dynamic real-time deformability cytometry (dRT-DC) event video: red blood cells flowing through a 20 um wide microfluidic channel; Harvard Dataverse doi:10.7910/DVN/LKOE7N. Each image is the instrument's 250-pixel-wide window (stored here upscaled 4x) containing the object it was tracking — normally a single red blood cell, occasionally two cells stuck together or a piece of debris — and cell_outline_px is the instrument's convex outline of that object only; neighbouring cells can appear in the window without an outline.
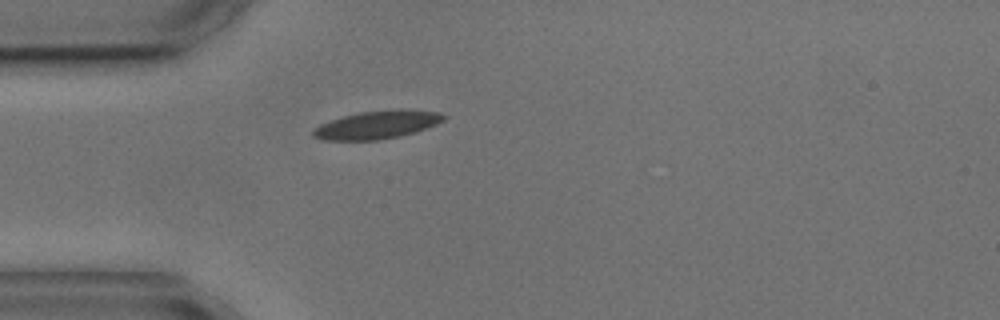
{"species": "common noctule bat (a hibernating species)", "species_latin": "Nyctalus noctula", "temperature_condition": "cold", "stored_images_in_passage": 1, "camera_frame_rate_fps": 3000, "um_per_image_px": 0.085, "animal": {"sex": "male", "body_mass_g": 17.9, "forearm_length_mm": 54.2}, "frame": {"image": 1, "passage_image": 1, "time_ms": 0.0, "image_size_px": [1000, 320], "cell_outline_px": [[448, 116], [444, 120], [436, 124], [416, 132], [400, 136], [376, 140], [324, 140], [312, 136], [312, 132], [320, 124], [344, 116], [360, 112], [400, 108], [440, 112]], "centroid_in_image_um": [32.11, 10.59], "position_along_channel_um": 52.9, "area_um2": 21.39}}